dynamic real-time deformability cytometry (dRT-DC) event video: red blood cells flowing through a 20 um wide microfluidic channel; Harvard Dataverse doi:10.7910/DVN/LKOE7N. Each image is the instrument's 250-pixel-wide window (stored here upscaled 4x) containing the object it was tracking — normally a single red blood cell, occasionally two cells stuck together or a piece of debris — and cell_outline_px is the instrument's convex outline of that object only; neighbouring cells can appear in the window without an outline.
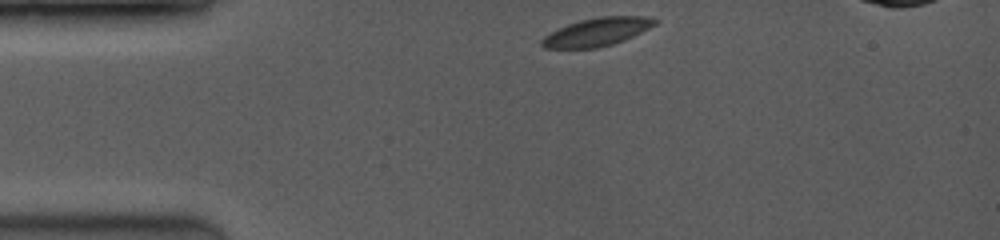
{"species": "common noctule bat (a hibernating species)", "species_latin": "Nyctalus noctula", "temperature_condition": "room temperature", "stored_images_in_passage": 40, "camera_frame_rate_fps": 3500, "um_per_image_px": 0.085, "animal": {"sex": "female", "body_mass_g": 19.0, "forearm_length_mm": 53.3}, "frame": {"image": 1, "passage_image": 1, "time_ms": 0.0, "image_size_px": [1000, 240], "cell_outline_px": [[656, 24], [624, 40], [612, 44], [596, 48], [544, 48], [540, 44], [540, 40], [544, 36], [568, 24], [580, 20], [600, 16], [644, 16], [656, 20]], "centroid_in_image_um": [50.71, 2.72], "position_along_channel_um": 34.3, "area_um2": 18.26}}
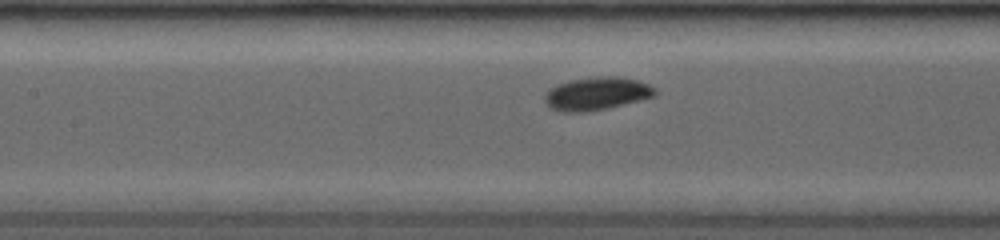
{"frame": {"image": 2, "passage_image": 15, "time_ms": 4.0, "image_size_px": [1000, 240], "cell_outline_px": [[656, 96], [608, 108], [588, 112], [560, 112], [552, 108], [544, 100], [544, 96], [552, 88], [560, 84], [572, 80], [596, 76], [616, 76], [636, 80], [648, 84], [656, 88]], "centroid_in_image_um": [50.76, 7.97], "position_along_channel_um": 156.6, "area_um2": 21.04}}
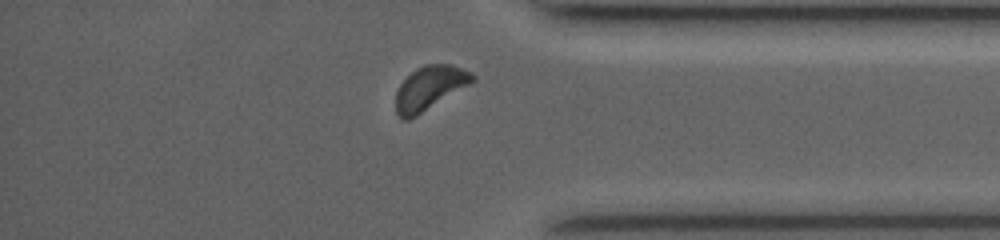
{"frame": {"image": 3, "passage_image": 36, "time_ms": 10.0, "image_size_px": [1000, 240], "cell_outline_px": [[476, 80], [416, 116], [408, 120], [400, 120], [396, 112], [396, 92], [400, 84], [416, 68], [424, 64], [452, 64], [464, 68], [472, 72], [476, 76]], "centroid_in_image_um": [36.53, 7.47], "position_along_channel_um": 398.7, "area_um2": 19.59}, "authors_computed_cell_mechanics": {"area_um2": 19.5075, "velocity_mm_per_s": 4.0822, "shape_relaxation_time_tau1_ms": 1.9552, "shape_relaxation_time_tau2_ms": 4.8354, "deformation_change_tau1": 0.0829, "deformation_change_tau2": 0.0695}}